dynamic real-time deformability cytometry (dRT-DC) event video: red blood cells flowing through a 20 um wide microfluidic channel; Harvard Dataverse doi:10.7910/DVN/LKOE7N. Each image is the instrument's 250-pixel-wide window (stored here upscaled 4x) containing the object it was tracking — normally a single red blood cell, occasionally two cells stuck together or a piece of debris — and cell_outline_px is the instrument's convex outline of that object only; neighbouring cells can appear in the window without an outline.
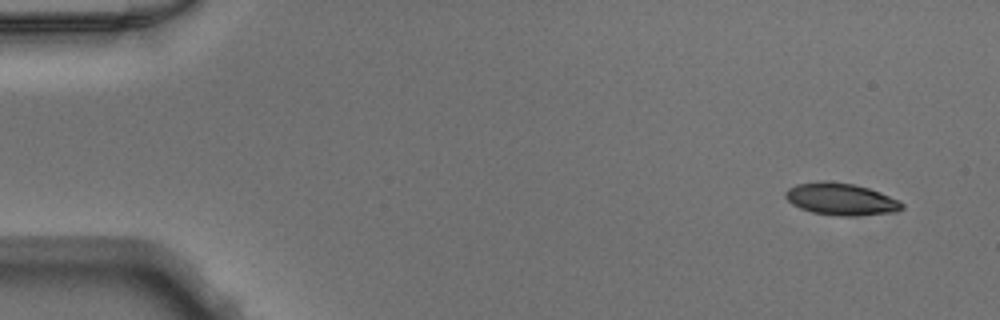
{"species": "Egyptian fruit bat (a non-hibernating species)", "species_latin": "Rousettus aegyptiacus", "temperature_condition": "warm", "stored_images_in_passage": 47, "camera_frame_rate_fps": 3000, "um_per_image_px": 0.085, "animal": {"sex": "male"}, "frame": {"image": 1, "passage_image": 1, "time_ms": 0.0, "image_size_px": [1000, 320], "cell_outline_px": [[904, 208], [896, 212], [856, 216], [840, 216], [812, 212], [800, 208], [792, 204], [784, 196], [784, 192], [788, 188], [796, 184], [820, 180], [828, 180], [852, 184], [868, 188], [880, 192], [900, 200], [904, 204]], "centroid_in_image_um": [71.48, 16.92], "position_along_channel_um": 13.5, "area_um2": 22.02}}
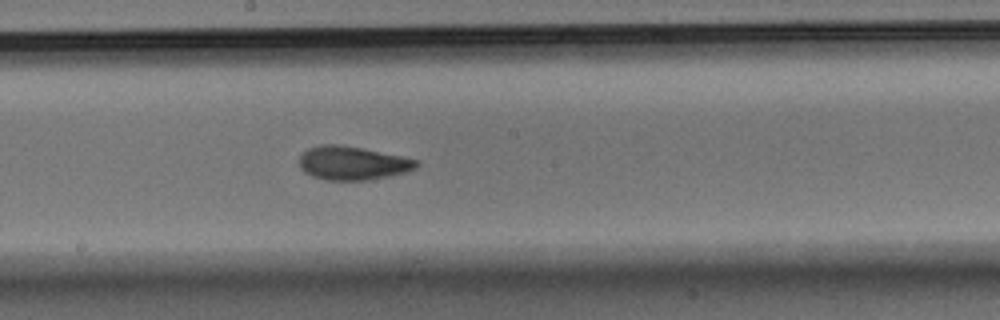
{"frame": {"image": 2, "passage_image": 25, "time_ms": 8.0, "image_size_px": [1000, 320], "cell_outline_px": [[420, 164], [416, 168], [408, 172], [368, 180], [324, 180], [312, 176], [304, 172], [300, 168], [300, 156], [308, 148], [320, 144], [336, 144], [360, 148], [420, 160]], "centroid_in_image_um": [29.97, 13.87], "position_along_channel_um": 218.2, "area_um2": 22.95}}
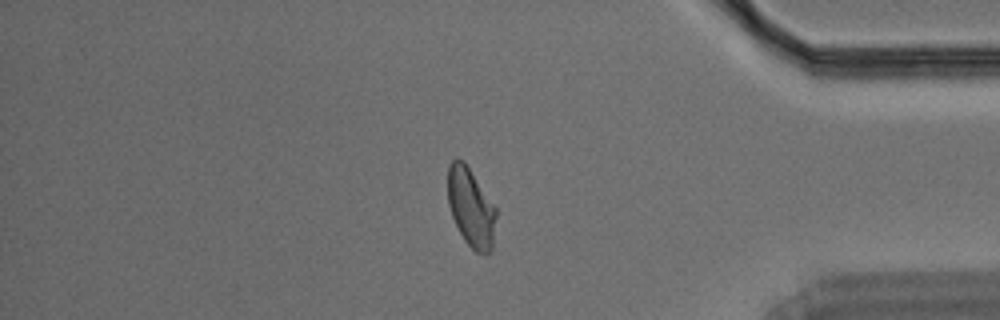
{"frame": {"image": 3, "passage_image": 40, "time_ms": 13.0, "image_size_px": [1000, 320], "cell_outline_px": [[496, 216], [492, 248], [484, 256], [476, 252], [464, 240], [452, 216], [448, 204], [448, 164], [456, 156], [464, 160], [496, 208]], "centroid_in_image_um": [40.02, 17.61], "position_along_channel_um": 395.2, "area_um2": 22.2}}